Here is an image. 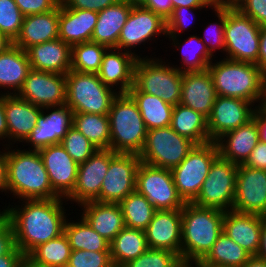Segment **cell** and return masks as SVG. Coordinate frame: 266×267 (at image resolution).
Instances as JSON below:
<instances>
[{
  "mask_svg": "<svg viewBox=\"0 0 266 267\" xmlns=\"http://www.w3.org/2000/svg\"><path fill=\"white\" fill-rule=\"evenodd\" d=\"M138 57L117 48H108L103 55L99 79L117 93H128L134 84V69Z\"/></svg>",
  "mask_w": 266,
  "mask_h": 267,
  "instance_id": "22",
  "label": "cell"
},
{
  "mask_svg": "<svg viewBox=\"0 0 266 267\" xmlns=\"http://www.w3.org/2000/svg\"><path fill=\"white\" fill-rule=\"evenodd\" d=\"M195 145L170 126L151 129L147 130L146 141L139 158L145 164L172 170L185 159Z\"/></svg>",
  "mask_w": 266,
  "mask_h": 267,
  "instance_id": "10",
  "label": "cell"
},
{
  "mask_svg": "<svg viewBox=\"0 0 266 267\" xmlns=\"http://www.w3.org/2000/svg\"><path fill=\"white\" fill-rule=\"evenodd\" d=\"M73 125V111L66 105L44 107L38 117L35 128L23 142L26 150L60 144L63 137Z\"/></svg>",
  "mask_w": 266,
  "mask_h": 267,
  "instance_id": "17",
  "label": "cell"
},
{
  "mask_svg": "<svg viewBox=\"0 0 266 267\" xmlns=\"http://www.w3.org/2000/svg\"><path fill=\"white\" fill-rule=\"evenodd\" d=\"M25 255L15 246L9 253L0 256V267H18Z\"/></svg>",
  "mask_w": 266,
  "mask_h": 267,
  "instance_id": "56",
  "label": "cell"
},
{
  "mask_svg": "<svg viewBox=\"0 0 266 267\" xmlns=\"http://www.w3.org/2000/svg\"><path fill=\"white\" fill-rule=\"evenodd\" d=\"M224 211L185 203L182 208L181 261L195 267L223 232Z\"/></svg>",
  "mask_w": 266,
  "mask_h": 267,
  "instance_id": "4",
  "label": "cell"
},
{
  "mask_svg": "<svg viewBox=\"0 0 266 267\" xmlns=\"http://www.w3.org/2000/svg\"><path fill=\"white\" fill-rule=\"evenodd\" d=\"M173 9L177 7H214L212 0H171Z\"/></svg>",
  "mask_w": 266,
  "mask_h": 267,
  "instance_id": "59",
  "label": "cell"
},
{
  "mask_svg": "<svg viewBox=\"0 0 266 267\" xmlns=\"http://www.w3.org/2000/svg\"><path fill=\"white\" fill-rule=\"evenodd\" d=\"M207 8L210 10L213 7L174 8L171 16L166 20L167 36H181L185 31L189 32V28H192L191 24L195 23L196 12L199 10L198 12L201 14L200 11L202 9L206 11Z\"/></svg>",
  "mask_w": 266,
  "mask_h": 267,
  "instance_id": "47",
  "label": "cell"
},
{
  "mask_svg": "<svg viewBox=\"0 0 266 267\" xmlns=\"http://www.w3.org/2000/svg\"><path fill=\"white\" fill-rule=\"evenodd\" d=\"M211 10L213 11L212 13L215 14L214 18L217 17L216 21L209 22L206 28L203 26L204 35L199 36V38L207 46L209 53L213 57L218 58V56H216L217 52H221L222 55H224L225 52L224 28L226 21V7L214 6Z\"/></svg>",
  "mask_w": 266,
  "mask_h": 267,
  "instance_id": "43",
  "label": "cell"
},
{
  "mask_svg": "<svg viewBox=\"0 0 266 267\" xmlns=\"http://www.w3.org/2000/svg\"><path fill=\"white\" fill-rule=\"evenodd\" d=\"M243 165L266 171V143L259 141Z\"/></svg>",
  "mask_w": 266,
  "mask_h": 267,
  "instance_id": "53",
  "label": "cell"
},
{
  "mask_svg": "<svg viewBox=\"0 0 266 267\" xmlns=\"http://www.w3.org/2000/svg\"><path fill=\"white\" fill-rule=\"evenodd\" d=\"M23 19L14 0H0V32L13 42L20 34Z\"/></svg>",
  "mask_w": 266,
  "mask_h": 267,
  "instance_id": "46",
  "label": "cell"
},
{
  "mask_svg": "<svg viewBox=\"0 0 266 267\" xmlns=\"http://www.w3.org/2000/svg\"><path fill=\"white\" fill-rule=\"evenodd\" d=\"M214 6L235 7L240 0H212Z\"/></svg>",
  "mask_w": 266,
  "mask_h": 267,
  "instance_id": "64",
  "label": "cell"
},
{
  "mask_svg": "<svg viewBox=\"0 0 266 267\" xmlns=\"http://www.w3.org/2000/svg\"><path fill=\"white\" fill-rule=\"evenodd\" d=\"M11 204L10 202L8 206L5 204L0 211L12 226L16 247L25 256H28L37 246L64 233L65 223L71 215L66 211L74 206H69L68 202L61 197L21 200ZM66 204L69 209L65 207Z\"/></svg>",
  "mask_w": 266,
  "mask_h": 267,
  "instance_id": "1",
  "label": "cell"
},
{
  "mask_svg": "<svg viewBox=\"0 0 266 267\" xmlns=\"http://www.w3.org/2000/svg\"><path fill=\"white\" fill-rule=\"evenodd\" d=\"M107 49L106 46L92 41L72 45L71 70L97 74Z\"/></svg>",
  "mask_w": 266,
  "mask_h": 267,
  "instance_id": "42",
  "label": "cell"
},
{
  "mask_svg": "<svg viewBox=\"0 0 266 267\" xmlns=\"http://www.w3.org/2000/svg\"><path fill=\"white\" fill-rule=\"evenodd\" d=\"M78 213L100 236L109 243L125 227L124 216L118 203L99 201L78 206Z\"/></svg>",
  "mask_w": 266,
  "mask_h": 267,
  "instance_id": "26",
  "label": "cell"
},
{
  "mask_svg": "<svg viewBox=\"0 0 266 267\" xmlns=\"http://www.w3.org/2000/svg\"><path fill=\"white\" fill-rule=\"evenodd\" d=\"M217 95L234 97L256 107L266 101V74L253 63L227 58L214 59L207 68Z\"/></svg>",
  "mask_w": 266,
  "mask_h": 267,
  "instance_id": "3",
  "label": "cell"
},
{
  "mask_svg": "<svg viewBox=\"0 0 266 267\" xmlns=\"http://www.w3.org/2000/svg\"><path fill=\"white\" fill-rule=\"evenodd\" d=\"M4 101L5 94L0 93V145L6 142L5 145L8 147V126L5 116Z\"/></svg>",
  "mask_w": 266,
  "mask_h": 267,
  "instance_id": "58",
  "label": "cell"
},
{
  "mask_svg": "<svg viewBox=\"0 0 266 267\" xmlns=\"http://www.w3.org/2000/svg\"><path fill=\"white\" fill-rule=\"evenodd\" d=\"M256 65L266 74V25L261 26L259 53Z\"/></svg>",
  "mask_w": 266,
  "mask_h": 267,
  "instance_id": "57",
  "label": "cell"
},
{
  "mask_svg": "<svg viewBox=\"0 0 266 267\" xmlns=\"http://www.w3.org/2000/svg\"><path fill=\"white\" fill-rule=\"evenodd\" d=\"M136 190L156 210L182 209L185 202L177 193L172 171L141 162L136 173Z\"/></svg>",
  "mask_w": 266,
  "mask_h": 267,
  "instance_id": "13",
  "label": "cell"
},
{
  "mask_svg": "<svg viewBox=\"0 0 266 267\" xmlns=\"http://www.w3.org/2000/svg\"><path fill=\"white\" fill-rule=\"evenodd\" d=\"M109 249L112 263L123 266L148 249L145 231L125 226L109 243Z\"/></svg>",
  "mask_w": 266,
  "mask_h": 267,
  "instance_id": "37",
  "label": "cell"
},
{
  "mask_svg": "<svg viewBox=\"0 0 266 267\" xmlns=\"http://www.w3.org/2000/svg\"><path fill=\"white\" fill-rule=\"evenodd\" d=\"M4 108L8 126V146L23 144L35 128L43 108L20 98L17 94L5 95Z\"/></svg>",
  "mask_w": 266,
  "mask_h": 267,
  "instance_id": "23",
  "label": "cell"
},
{
  "mask_svg": "<svg viewBox=\"0 0 266 267\" xmlns=\"http://www.w3.org/2000/svg\"><path fill=\"white\" fill-rule=\"evenodd\" d=\"M258 142L259 130L253 117L246 124L222 135L216 144L222 158L241 165L246 162Z\"/></svg>",
  "mask_w": 266,
  "mask_h": 267,
  "instance_id": "27",
  "label": "cell"
},
{
  "mask_svg": "<svg viewBox=\"0 0 266 267\" xmlns=\"http://www.w3.org/2000/svg\"><path fill=\"white\" fill-rule=\"evenodd\" d=\"M15 246L12 226L6 216L0 211V256L9 253Z\"/></svg>",
  "mask_w": 266,
  "mask_h": 267,
  "instance_id": "52",
  "label": "cell"
},
{
  "mask_svg": "<svg viewBox=\"0 0 266 267\" xmlns=\"http://www.w3.org/2000/svg\"><path fill=\"white\" fill-rule=\"evenodd\" d=\"M26 52L32 69L64 75L71 70V46L59 38L32 45Z\"/></svg>",
  "mask_w": 266,
  "mask_h": 267,
  "instance_id": "28",
  "label": "cell"
},
{
  "mask_svg": "<svg viewBox=\"0 0 266 267\" xmlns=\"http://www.w3.org/2000/svg\"><path fill=\"white\" fill-rule=\"evenodd\" d=\"M256 106L246 100L217 95L207 118L208 134L216 142L225 133L235 130L253 118Z\"/></svg>",
  "mask_w": 266,
  "mask_h": 267,
  "instance_id": "19",
  "label": "cell"
},
{
  "mask_svg": "<svg viewBox=\"0 0 266 267\" xmlns=\"http://www.w3.org/2000/svg\"><path fill=\"white\" fill-rule=\"evenodd\" d=\"M155 53L137 59L133 85L140 92L159 97L168 104H180L183 72L172 66L169 59H162L163 55L156 57Z\"/></svg>",
  "mask_w": 266,
  "mask_h": 267,
  "instance_id": "6",
  "label": "cell"
},
{
  "mask_svg": "<svg viewBox=\"0 0 266 267\" xmlns=\"http://www.w3.org/2000/svg\"><path fill=\"white\" fill-rule=\"evenodd\" d=\"M71 246L65 233L37 246L27 257L44 267H64L68 264Z\"/></svg>",
  "mask_w": 266,
  "mask_h": 267,
  "instance_id": "41",
  "label": "cell"
},
{
  "mask_svg": "<svg viewBox=\"0 0 266 267\" xmlns=\"http://www.w3.org/2000/svg\"><path fill=\"white\" fill-rule=\"evenodd\" d=\"M232 210L266 216V171L238 165Z\"/></svg>",
  "mask_w": 266,
  "mask_h": 267,
  "instance_id": "16",
  "label": "cell"
},
{
  "mask_svg": "<svg viewBox=\"0 0 266 267\" xmlns=\"http://www.w3.org/2000/svg\"><path fill=\"white\" fill-rule=\"evenodd\" d=\"M24 16L50 12L59 4L60 0H14Z\"/></svg>",
  "mask_w": 266,
  "mask_h": 267,
  "instance_id": "50",
  "label": "cell"
},
{
  "mask_svg": "<svg viewBox=\"0 0 266 267\" xmlns=\"http://www.w3.org/2000/svg\"><path fill=\"white\" fill-rule=\"evenodd\" d=\"M131 6H142L146 0H124Z\"/></svg>",
  "mask_w": 266,
  "mask_h": 267,
  "instance_id": "66",
  "label": "cell"
},
{
  "mask_svg": "<svg viewBox=\"0 0 266 267\" xmlns=\"http://www.w3.org/2000/svg\"><path fill=\"white\" fill-rule=\"evenodd\" d=\"M128 94L136 102L147 130L170 126L173 105L154 95L140 92L134 85Z\"/></svg>",
  "mask_w": 266,
  "mask_h": 267,
  "instance_id": "34",
  "label": "cell"
},
{
  "mask_svg": "<svg viewBox=\"0 0 266 267\" xmlns=\"http://www.w3.org/2000/svg\"><path fill=\"white\" fill-rule=\"evenodd\" d=\"M78 164L87 161L98 149L75 127H71L60 143Z\"/></svg>",
  "mask_w": 266,
  "mask_h": 267,
  "instance_id": "45",
  "label": "cell"
},
{
  "mask_svg": "<svg viewBox=\"0 0 266 267\" xmlns=\"http://www.w3.org/2000/svg\"><path fill=\"white\" fill-rule=\"evenodd\" d=\"M108 267H122V266H119V265H116L115 263H112L110 266Z\"/></svg>",
  "mask_w": 266,
  "mask_h": 267,
  "instance_id": "67",
  "label": "cell"
},
{
  "mask_svg": "<svg viewBox=\"0 0 266 267\" xmlns=\"http://www.w3.org/2000/svg\"><path fill=\"white\" fill-rule=\"evenodd\" d=\"M242 267H266V260L257 255L250 256Z\"/></svg>",
  "mask_w": 266,
  "mask_h": 267,
  "instance_id": "62",
  "label": "cell"
},
{
  "mask_svg": "<svg viewBox=\"0 0 266 267\" xmlns=\"http://www.w3.org/2000/svg\"><path fill=\"white\" fill-rule=\"evenodd\" d=\"M183 36H167L168 39L174 49L179 52L181 55L179 58L181 64L179 63L171 64L172 66L176 67L180 72H194V71H204L207 70L209 64L215 59L208 49L204 42L195 34H189L185 39H181ZM184 41V42H182Z\"/></svg>",
  "mask_w": 266,
  "mask_h": 267,
  "instance_id": "33",
  "label": "cell"
},
{
  "mask_svg": "<svg viewBox=\"0 0 266 267\" xmlns=\"http://www.w3.org/2000/svg\"><path fill=\"white\" fill-rule=\"evenodd\" d=\"M18 267H44V266L35 264L29 257L24 256L23 259L18 264Z\"/></svg>",
  "mask_w": 266,
  "mask_h": 267,
  "instance_id": "65",
  "label": "cell"
},
{
  "mask_svg": "<svg viewBox=\"0 0 266 267\" xmlns=\"http://www.w3.org/2000/svg\"><path fill=\"white\" fill-rule=\"evenodd\" d=\"M253 117L259 130V141L266 143V106L256 107Z\"/></svg>",
  "mask_w": 266,
  "mask_h": 267,
  "instance_id": "55",
  "label": "cell"
},
{
  "mask_svg": "<svg viewBox=\"0 0 266 267\" xmlns=\"http://www.w3.org/2000/svg\"><path fill=\"white\" fill-rule=\"evenodd\" d=\"M170 127L196 145L210 142L207 118L182 104L174 105Z\"/></svg>",
  "mask_w": 266,
  "mask_h": 267,
  "instance_id": "35",
  "label": "cell"
},
{
  "mask_svg": "<svg viewBox=\"0 0 266 267\" xmlns=\"http://www.w3.org/2000/svg\"><path fill=\"white\" fill-rule=\"evenodd\" d=\"M122 267H186L178 254L163 249L148 248L143 254Z\"/></svg>",
  "mask_w": 266,
  "mask_h": 267,
  "instance_id": "44",
  "label": "cell"
},
{
  "mask_svg": "<svg viewBox=\"0 0 266 267\" xmlns=\"http://www.w3.org/2000/svg\"><path fill=\"white\" fill-rule=\"evenodd\" d=\"M16 147V148H15ZM14 201L60 198L52 189L38 150L8 146L6 155V196ZM16 199V200H15Z\"/></svg>",
  "mask_w": 266,
  "mask_h": 267,
  "instance_id": "2",
  "label": "cell"
},
{
  "mask_svg": "<svg viewBox=\"0 0 266 267\" xmlns=\"http://www.w3.org/2000/svg\"><path fill=\"white\" fill-rule=\"evenodd\" d=\"M235 7L259 26L266 25V0H240Z\"/></svg>",
  "mask_w": 266,
  "mask_h": 267,
  "instance_id": "49",
  "label": "cell"
},
{
  "mask_svg": "<svg viewBox=\"0 0 266 267\" xmlns=\"http://www.w3.org/2000/svg\"><path fill=\"white\" fill-rule=\"evenodd\" d=\"M31 69L27 52L20 47L13 44L0 53V93L17 94Z\"/></svg>",
  "mask_w": 266,
  "mask_h": 267,
  "instance_id": "31",
  "label": "cell"
},
{
  "mask_svg": "<svg viewBox=\"0 0 266 267\" xmlns=\"http://www.w3.org/2000/svg\"><path fill=\"white\" fill-rule=\"evenodd\" d=\"M118 94L95 73L70 70L66 74V105L73 113L108 115L112 101Z\"/></svg>",
  "mask_w": 266,
  "mask_h": 267,
  "instance_id": "7",
  "label": "cell"
},
{
  "mask_svg": "<svg viewBox=\"0 0 266 267\" xmlns=\"http://www.w3.org/2000/svg\"><path fill=\"white\" fill-rule=\"evenodd\" d=\"M17 95L44 108L66 104V75L31 69Z\"/></svg>",
  "mask_w": 266,
  "mask_h": 267,
  "instance_id": "18",
  "label": "cell"
},
{
  "mask_svg": "<svg viewBox=\"0 0 266 267\" xmlns=\"http://www.w3.org/2000/svg\"><path fill=\"white\" fill-rule=\"evenodd\" d=\"M12 45L13 41L0 32V53H3Z\"/></svg>",
  "mask_w": 266,
  "mask_h": 267,
  "instance_id": "63",
  "label": "cell"
},
{
  "mask_svg": "<svg viewBox=\"0 0 266 267\" xmlns=\"http://www.w3.org/2000/svg\"><path fill=\"white\" fill-rule=\"evenodd\" d=\"M261 26L236 7H226L224 58L256 64Z\"/></svg>",
  "mask_w": 266,
  "mask_h": 267,
  "instance_id": "8",
  "label": "cell"
},
{
  "mask_svg": "<svg viewBox=\"0 0 266 267\" xmlns=\"http://www.w3.org/2000/svg\"><path fill=\"white\" fill-rule=\"evenodd\" d=\"M142 7L160 15L164 20H167L173 12L171 0H146Z\"/></svg>",
  "mask_w": 266,
  "mask_h": 267,
  "instance_id": "54",
  "label": "cell"
},
{
  "mask_svg": "<svg viewBox=\"0 0 266 267\" xmlns=\"http://www.w3.org/2000/svg\"><path fill=\"white\" fill-rule=\"evenodd\" d=\"M145 235L148 248L168 250L181 258L182 209L156 210Z\"/></svg>",
  "mask_w": 266,
  "mask_h": 267,
  "instance_id": "21",
  "label": "cell"
},
{
  "mask_svg": "<svg viewBox=\"0 0 266 267\" xmlns=\"http://www.w3.org/2000/svg\"><path fill=\"white\" fill-rule=\"evenodd\" d=\"M125 226L145 231L156 211L149 200L137 190L131 192L119 203Z\"/></svg>",
  "mask_w": 266,
  "mask_h": 267,
  "instance_id": "40",
  "label": "cell"
},
{
  "mask_svg": "<svg viewBox=\"0 0 266 267\" xmlns=\"http://www.w3.org/2000/svg\"><path fill=\"white\" fill-rule=\"evenodd\" d=\"M119 0H60L63 7L70 9H83L94 12L102 11L108 6L114 5Z\"/></svg>",
  "mask_w": 266,
  "mask_h": 267,
  "instance_id": "51",
  "label": "cell"
},
{
  "mask_svg": "<svg viewBox=\"0 0 266 267\" xmlns=\"http://www.w3.org/2000/svg\"><path fill=\"white\" fill-rule=\"evenodd\" d=\"M59 38V5L50 12L24 16L14 45L26 51L29 47Z\"/></svg>",
  "mask_w": 266,
  "mask_h": 267,
  "instance_id": "29",
  "label": "cell"
},
{
  "mask_svg": "<svg viewBox=\"0 0 266 267\" xmlns=\"http://www.w3.org/2000/svg\"><path fill=\"white\" fill-rule=\"evenodd\" d=\"M158 36L166 39V20L142 6H132L118 39V49L128 51L138 58L149 57L141 55L137 51L139 47L142 49L141 45L146 43L147 45L149 43L150 46L153 43L157 44L156 41L160 40Z\"/></svg>",
  "mask_w": 266,
  "mask_h": 267,
  "instance_id": "12",
  "label": "cell"
},
{
  "mask_svg": "<svg viewBox=\"0 0 266 267\" xmlns=\"http://www.w3.org/2000/svg\"><path fill=\"white\" fill-rule=\"evenodd\" d=\"M257 256L264 258L266 260V216L264 217L262 222L261 242Z\"/></svg>",
  "mask_w": 266,
  "mask_h": 267,
  "instance_id": "61",
  "label": "cell"
},
{
  "mask_svg": "<svg viewBox=\"0 0 266 267\" xmlns=\"http://www.w3.org/2000/svg\"><path fill=\"white\" fill-rule=\"evenodd\" d=\"M112 264L110 251L72 250L69 267H108Z\"/></svg>",
  "mask_w": 266,
  "mask_h": 267,
  "instance_id": "48",
  "label": "cell"
},
{
  "mask_svg": "<svg viewBox=\"0 0 266 267\" xmlns=\"http://www.w3.org/2000/svg\"><path fill=\"white\" fill-rule=\"evenodd\" d=\"M47 170L53 191L66 199L74 190L79 164L61 144H53L38 150Z\"/></svg>",
  "mask_w": 266,
  "mask_h": 267,
  "instance_id": "20",
  "label": "cell"
},
{
  "mask_svg": "<svg viewBox=\"0 0 266 267\" xmlns=\"http://www.w3.org/2000/svg\"><path fill=\"white\" fill-rule=\"evenodd\" d=\"M2 149L0 150V193L4 192L6 196V155L7 146L2 144ZM4 149V150H3Z\"/></svg>",
  "mask_w": 266,
  "mask_h": 267,
  "instance_id": "60",
  "label": "cell"
},
{
  "mask_svg": "<svg viewBox=\"0 0 266 267\" xmlns=\"http://www.w3.org/2000/svg\"><path fill=\"white\" fill-rule=\"evenodd\" d=\"M132 6L124 0L98 12V20L93 30L92 42L107 48L118 49V39Z\"/></svg>",
  "mask_w": 266,
  "mask_h": 267,
  "instance_id": "32",
  "label": "cell"
},
{
  "mask_svg": "<svg viewBox=\"0 0 266 267\" xmlns=\"http://www.w3.org/2000/svg\"><path fill=\"white\" fill-rule=\"evenodd\" d=\"M110 149L116 153L138 154L147 135L138 106L128 93H119L112 101L108 113Z\"/></svg>",
  "mask_w": 266,
  "mask_h": 267,
  "instance_id": "5",
  "label": "cell"
},
{
  "mask_svg": "<svg viewBox=\"0 0 266 267\" xmlns=\"http://www.w3.org/2000/svg\"><path fill=\"white\" fill-rule=\"evenodd\" d=\"M238 165L222 158L213 161L194 205L221 211L232 210Z\"/></svg>",
  "mask_w": 266,
  "mask_h": 267,
  "instance_id": "11",
  "label": "cell"
},
{
  "mask_svg": "<svg viewBox=\"0 0 266 267\" xmlns=\"http://www.w3.org/2000/svg\"><path fill=\"white\" fill-rule=\"evenodd\" d=\"M141 159L138 154L117 153L100 188V202L120 203L136 190V173Z\"/></svg>",
  "mask_w": 266,
  "mask_h": 267,
  "instance_id": "14",
  "label": "cell"
},
{
  "mask_svg": "<svg viewBox=\"0 0 266 267\" xmlns=\"http://www.w3.org/2000/svg\"><path fill=\"white\" fill-rule=\"evenodd\" d=\"M79 217L77 220H73V217L67 219L64 227L71 250L110 251L109 242Z\"/></svg>",
  "mask_w": 266,
  "mask_h": 267,
  "instance_id": "38",
  "label": "cell"
},
{
  "mask_svg": "<svg viewBox=\"0 0 266 267\" xmlns=\"http://www.w3.org/2000/svg\"><path fill=\"white\" fill-rule=\"evenodd\" d=\"M116 154L111 149H98L87 161L79 164L75 188L65 199L68 204L80 206L86 202H100V188Z\"/></svg>",
  "mask_w": 266,
  "mask_h": 267,
  "instance_id": "15",
  "label": "cell"
},
{
  "mask_svg": "<svg viewBox=\"0 0 266 267\" xmlns=\"http://www.w3.org/2000/svg\"><path fill=\"white\" fill-rule=\"evenodd\" d=\"M216 97L217 93L208 69L183 72L180 104L192 108L208 118Z\"/></svg>",
  "mask_w": 266,
  "mask_h": 267,
  "instance_id": "25",
  "label": "cell"
},
{
  "mask_svg": "<svg viewBox=\"0 0 266 267\" xmlns=\"http://www.w3.org/2000/svg\"><path fill=\"white\" fill-rule=\"evenodd\" d=\"M218 156V146L214 141L195 145L185 159L171 170L177 193L185 203H192L197 198Z\"/></svg>",
  "mask_w": 266,
  "mask_h": 267,
  "instance_id": "9",
  "label": "cell"
},
{
  "mask_svg": "<svg viewBox=\"0 0 266 267\" xmlns=\"http://www.w3.org/2000/svg\"><path fill=\"white\" fill-rule=\"evenodd\" d=\"M98 12L70 9L59 4V39L70 46L91 41Z\"/></svg>",
  "mask_w": 266,
  "mask_h": 267,
  "instance_id": "30",
  "label": "cell"
},
{
  "mask_svg": "<svg viewBox=\"0 0 266 267\" xmlns=\"http://www.w3.org/2000/svg\"><path fill=\"white\" fill-rule=\"evenodd\" d=\"M250 256L223 231L212 249L195 267H242Z\"/></svg>",
  "mask_w": 266,
  "mask_h": 267,
  "instance_id": "36",
  "label": "cell"
},
{
  "mask_svg": "<svg viewBox=\"0 0 266 267\" xmlns=\"http://www.w3.org/2000/svg\"><path fill=\"white\" fill-rule=\"evenodd\" d=\"M263 219L264 216L257 214L228 210L224 212L223 231L251 256L257 255Z\"/></svg>",
  "mask_w": 266,
  "mask_h": 267,
  "instance_id": "24",
  "label": "cell"
},
{
  "mask_svg": "<svg viewBox=\"0 0 266 267\" xmlns=\"http://www.w3.org/2000/svg\"><path fill=\"white\" fill-rule=\"evenodd\" d=\"M72 126L82 133L97 149H110L108 115L73 113Z\"/></svg>",
  "mask_w": 266,
  "mask_h": 267,
  "instance_id": "39",
  "label": "cell"
}]
</instances>
